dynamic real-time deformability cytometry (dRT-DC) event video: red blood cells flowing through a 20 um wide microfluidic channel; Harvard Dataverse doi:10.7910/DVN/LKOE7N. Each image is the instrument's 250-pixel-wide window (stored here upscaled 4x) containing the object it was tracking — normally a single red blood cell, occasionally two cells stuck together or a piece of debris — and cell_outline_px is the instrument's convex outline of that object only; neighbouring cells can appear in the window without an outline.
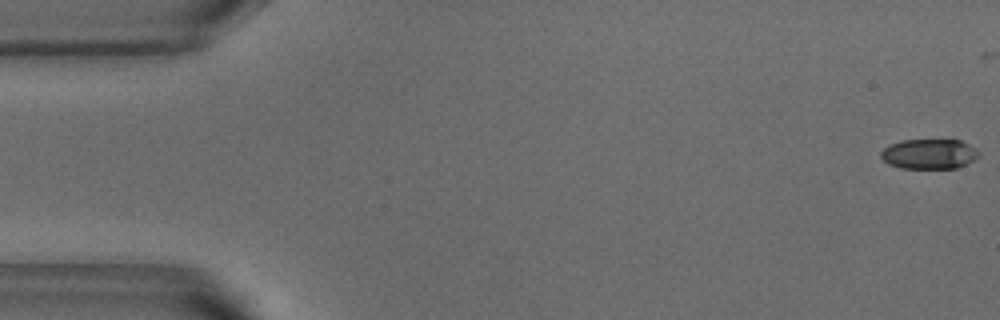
{"species": "common noctule bat (a hibernating species)", "species_latin": "Nyctalus noctula", "temperature_condition": "warm", "stored_images_in_passage": 46, "camera_frame_rate_fps": 3000, "um_per_image_px": 0.085, "animal": {"sex": "male", "body_mass_g": 18.8}, "frame": {"image": 1, "passage_image": 1, "time_ms": 0.0, "image_size_px": [1000, 320], "cell_outline_px": [[980, 156], [956, 168], [900, 168], [888, 164], [880, 156], [880, 152], [884, 148], [900, 140], [960, 140], [976, 148], [980, 152]], "centroid_in_image_um": [78.97, 13.08], "position_along_channel_um": 6.0, "area_um2": 17.05}}
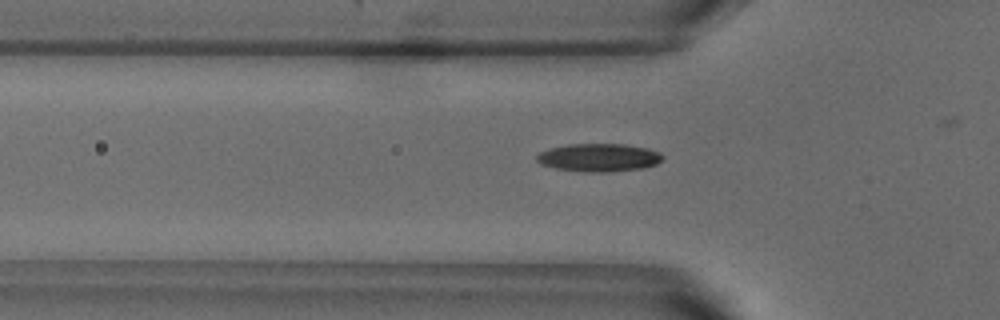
{"frame": {"image": 2, "passage_image": 17, "time_ms": 5.333, "image_size_px": [1000, 320], "cell_outline_px": [[664, 160], [656, 164], [644, 168], [604, 172], [584, 172], [556, 168], [540, 164], [536, 160], [536, 156], [540, 152], [548, 148], [568, 144], [624, 144], [648, 148], [660, 152], [664, 156]], "centroid_in_image_um": [50.92, 13.39], "position_along_channel_um": 74.9, "area_um2": 20.75}}
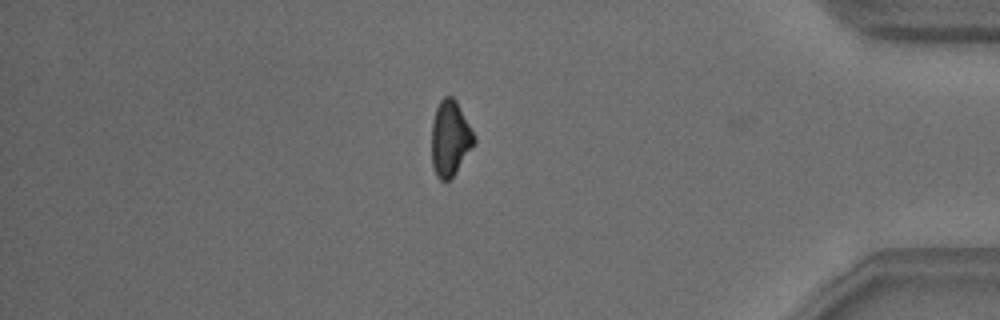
{"frame": {"image": 3, "passage_image": 45, "time_ms": 14.667, "image_size_px": [1000, 320], "cell_outline_px": [[476, 144], [452, 176], [448, 180], [440, 180], [436, 176], [432, 164], [432, 120], [436, 108], [440, 100], [444, 96], [452, 96], [456, 100], [476, 136]], "centroid_in_image_um": [38.27, 11.74], "position_along_channel_um": 396.9, "area_um2": 18.79}, "authors_computed_cell_mechanics": {"area_um2": 19.0162, "velocity_mm_per_s": 3.8304, "shape_relaxation_time_tau1_ms": 3.7356, "shape_relaxation_time_tau2_ms": null, "deformation_change_tau1": 0.1288, "deformation_change_tau2": null}}